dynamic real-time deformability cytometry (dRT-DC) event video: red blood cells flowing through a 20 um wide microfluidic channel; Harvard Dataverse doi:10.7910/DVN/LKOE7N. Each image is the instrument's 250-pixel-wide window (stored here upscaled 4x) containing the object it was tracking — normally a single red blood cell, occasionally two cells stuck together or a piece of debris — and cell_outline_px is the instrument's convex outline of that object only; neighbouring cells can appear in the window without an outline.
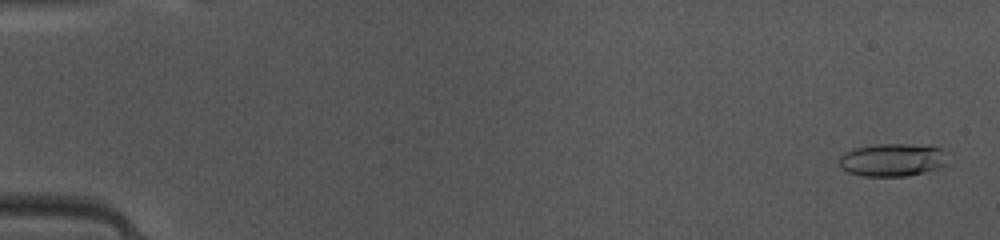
{"species": "common noctule bat (a hibernating species)", "species_latin": "Nyctalus noctula", "temperature_condition": "warm", "stored_images_in_passage": 48, "camera_frame_rate_fps": 3000, "um_per_image_px": 0.085, "animal": {"sex": "female", "body_mass_g": 10.0, "forearm_length_mm": 53.1}, "frame": {"image": 1, "passage_image": 2, "time_ms": 0.333, "image_size_px": [1000, 240], "cell_outline_px": [[944, 164], [940, 168], [908, 176], [864, 176], [848, 172], [840, 168], [840, 156], [844, 152], [852, 148], [876, 144], [904, 144], [940, 148]], "centroid_in_image_um": [75.74, 13.6], "position_along_channel_um": 9.3, "area_um2": 20.4}}
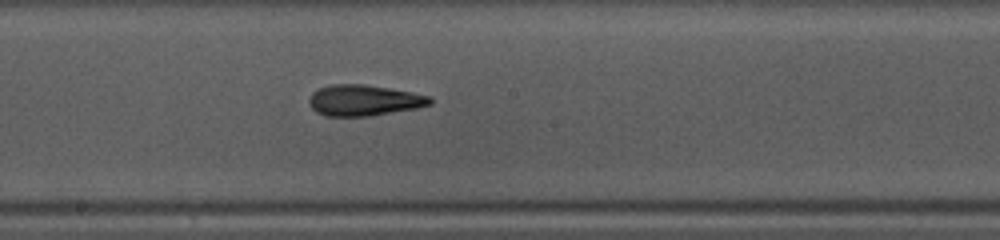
{"frame": {"image": 2, "passage_image": 27, "time_ms": 8.667, "image_size_px": [1000, 240], "cell_outline_px": [[432, 104], [416, 108], [368, 116], [324, 116], [316, 112], [312, 108], [308, 100], [312, 92], [320, 88], [332, 84], [364, 84], [412, 92], [432, 96]], "centroid_in_image_um": [30.93, 8.52], "position_along_channel_um": 217.3, "area_um2": 21.79}}
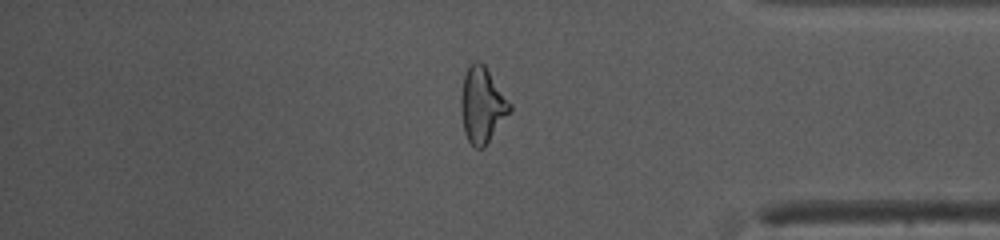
{"frame": {"image": 3, "passage_image": 41, "time_ms": 13.333, "image_size_px": [1000, 240], "cell_outline_px": [[512, 112], [484, 148], [476, 148], [468, 140], [464, 132], [460, 112], [460, 96], [464, 76], [468, 64], [472, 60], [480, 60], [484, 64], [512, 104]], "centroid_in_image_um": [40.99, 8.91], "position_along_channel_um": 394.2, "area_um2": 22.08}, "authors_computed_cell_mechanics": {"area_um2": 21.1837, "velocity_mm_per_s": 4.1715, "shape_relaxation_time_tau1_ms": 8.8663, "shape_relaxation_time_tau2_ms": 2.6035, "deformation_change_tau1": 0.2698, "deformation_change_tau2": 0.0955}}